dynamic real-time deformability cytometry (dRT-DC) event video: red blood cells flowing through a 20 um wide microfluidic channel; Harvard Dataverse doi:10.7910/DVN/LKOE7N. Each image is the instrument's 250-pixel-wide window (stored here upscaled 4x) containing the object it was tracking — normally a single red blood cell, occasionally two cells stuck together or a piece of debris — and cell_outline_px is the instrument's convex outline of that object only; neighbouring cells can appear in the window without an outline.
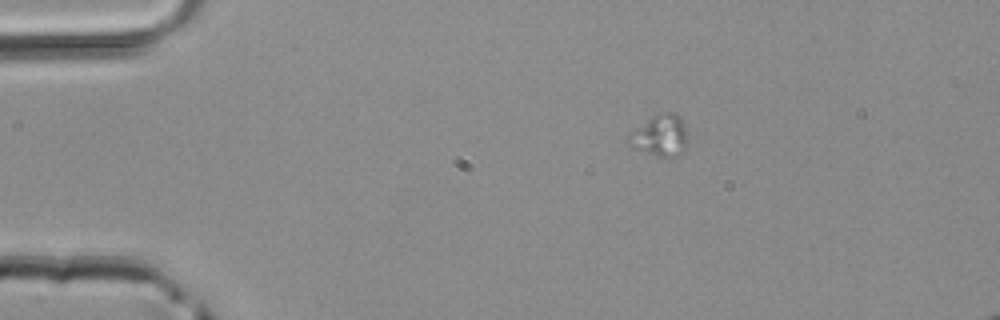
{"species": "common noctule bat (a hibernating species)", "species_latin": "Nyctalus noctula", "temperature_condition": "room temperature", "stored_images_in_passage": 7, "camera_frame_rate_fps": 3000, "um_per_image_px": 0.085, "animal": {"sex": "male", "body_mass_g": 20.4}, "frame": {"image": 1, "passage_image": 1, "time_ms": 0.0, "image_size_px": [1000, 320], "cell_outline_px": [[688, 140], [684, 152], [680, 156], [656, 156], [628, 144], [624, 140], [632, 132], [652, 116], [664, 112], [672, 112], [680, 120], [688, 136]], "centroid_in_image_um": [56.13, 11.55], "position_along_channel_um": 28.9, "area_um2": 13.93}}